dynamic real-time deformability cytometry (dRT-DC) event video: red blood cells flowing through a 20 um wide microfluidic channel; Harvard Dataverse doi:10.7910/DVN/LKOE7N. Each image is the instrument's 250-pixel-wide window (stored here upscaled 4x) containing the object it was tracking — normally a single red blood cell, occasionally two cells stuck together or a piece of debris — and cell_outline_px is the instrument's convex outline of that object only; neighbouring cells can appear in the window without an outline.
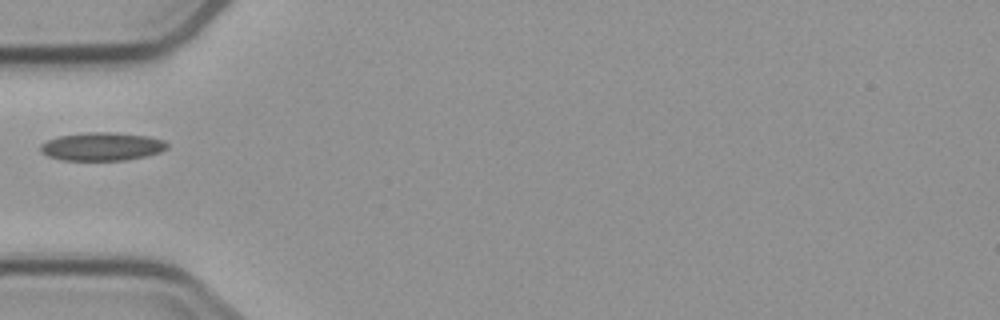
{"species": "common noctule bat (a hibernating species)", "species_latin": "Nyctalus noctula", "temperature_condition": "cold", "stored_images_in_passage": 4, "camera_frame_rate_fps": 3000, "um_per_image_px": 0.085, "animal": {"sex": "male", "body_mass_g": 23.1, "forearm_length_mm": 52.7}, "frame": {"image": 1, "passage_image": 4, "time_ms": 4.333, "image_size_px": [1000, 320], "cell_outline_px": [[168, 148], [160, 152], [148, 156], [128, 160], [60, 160], [48, 156], [40, 152], [40, 144], [48, 140], [60, 136], [88, 132], [116, 132], [148, 136], [164, 140], [168, 144]], "centroid_in_image_um": [8.69, 12.46], "position_along_channel_um": 76.3, "area_um2": 21.04}}